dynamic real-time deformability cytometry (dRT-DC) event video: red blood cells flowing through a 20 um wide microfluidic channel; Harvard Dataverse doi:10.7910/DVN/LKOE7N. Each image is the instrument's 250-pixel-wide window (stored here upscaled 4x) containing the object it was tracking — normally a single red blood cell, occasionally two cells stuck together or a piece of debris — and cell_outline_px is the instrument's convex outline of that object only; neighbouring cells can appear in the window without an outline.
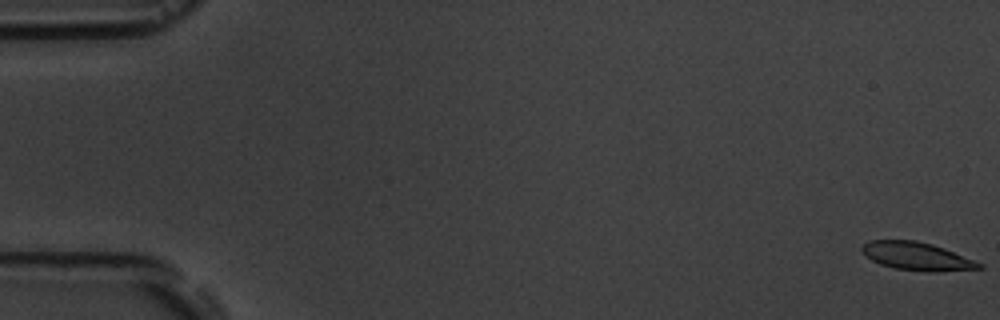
{"species": "common noctule bat (a hibernating species)", "species_latin": "Nyctalus noctula", "temperature_condition": "room temperature", "stored_images_in_passage": 5, "segment_of_instrument_passage": [1, 2], "camera_frame_rate_fps": 3000, "um_per_image_px": 0.085, "animal": {"sex": "male", "body_mass_g": 19.5, "forearm_length_mm": 54.6}, "frame": {"image": 1, "passage_image": 1, "time_ms": 0.0, "image_size_px": [1000, 320], "cell_outline_px": [[984, 268], [940, 272], [932, 272], [896, 268], [880, 264], [872, 260], [860, 248], [868, 240], [916, 240], [932, 244], [944, 248], [984, 264]], "centroid_in_image_um": [77.97, 21.78], "position_along_channel_um": 7.0, "area_um2": 19.07}}